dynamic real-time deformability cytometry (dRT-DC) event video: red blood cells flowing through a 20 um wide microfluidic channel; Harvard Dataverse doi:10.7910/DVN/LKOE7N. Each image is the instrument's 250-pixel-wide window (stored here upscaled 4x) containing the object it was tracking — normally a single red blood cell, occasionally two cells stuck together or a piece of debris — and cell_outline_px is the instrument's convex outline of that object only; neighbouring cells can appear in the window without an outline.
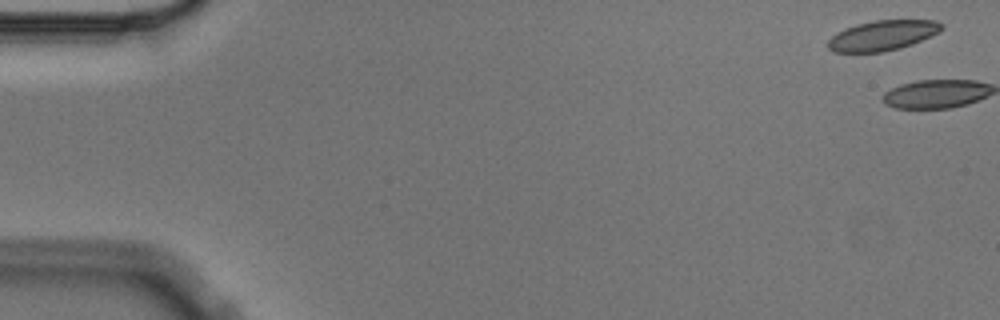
{"species": "Egyptian fruit bat (a non-hibernating species)", "species_latin": "Rousettus aegyptiacus", "temperature_condition": "cold", "stored_images_in_passage": 10, "camera_frame_rate_fps": 3000, "um_per_image_px": 0.085, "animal": {"sex": "male"}, "frame": {"image": 1, "passage_image": 1, "time_ms": 0.0, "image_size_px": [1000, 320], "cell_outline_px": [[944, 28], [940, 32], [912, 44], [900, 48], [884, 52], [832, 52], [828, 48], [828, 40], [836, 32], [844, 28], [856, 24], [872, 20], [936, 20], [944, 24]], "centroid_in_image_um": [75.02, 3.01], "position_along_channel_um": 10.0, "area_um2": 20.17}}
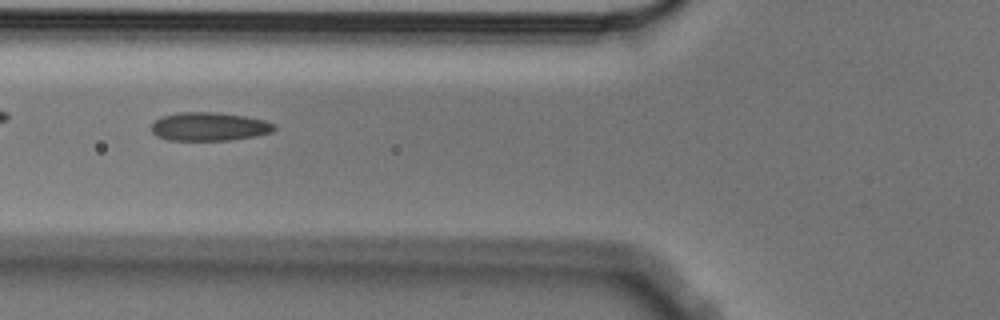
{"frame": {"image": 2, "passage_image": 6, "time_ms": 1.667, "image_size_px": [1000, 320], "cell_outline_px": [[276, 128], [272, 132], [256, 136], [232, 140], [168, 140], [156, 136], [152, 132], [152, 124], [160, 116], [180, 112], [216, 112], [244, 116], [264, 120], [276, 124]], "centroid_in_image_um": [17.79, 10.76], "position_along_channel_um": 108.0, "area_um2": 20.52}}
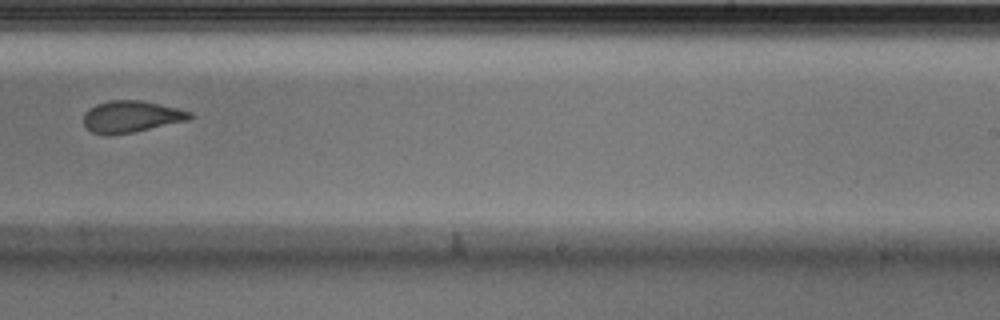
{"frame": {"image": 3, "passage_image": 10, "time_ms": 3.0, "image_size_px": [1000, 320], "cell_outline_px": [[192, 116], [188, 120], [132, 132], [108, 136], [104, 136], [92, 132], [84, 124], [84, 112], [88, 108], [96, 104], [108, 100], [140, 100], [160, 104], [192, 112]], "centroid_in_image_um": [11.1, 9.91], "position_along_channel_um": 277.9, "area_um2": 19.59}}